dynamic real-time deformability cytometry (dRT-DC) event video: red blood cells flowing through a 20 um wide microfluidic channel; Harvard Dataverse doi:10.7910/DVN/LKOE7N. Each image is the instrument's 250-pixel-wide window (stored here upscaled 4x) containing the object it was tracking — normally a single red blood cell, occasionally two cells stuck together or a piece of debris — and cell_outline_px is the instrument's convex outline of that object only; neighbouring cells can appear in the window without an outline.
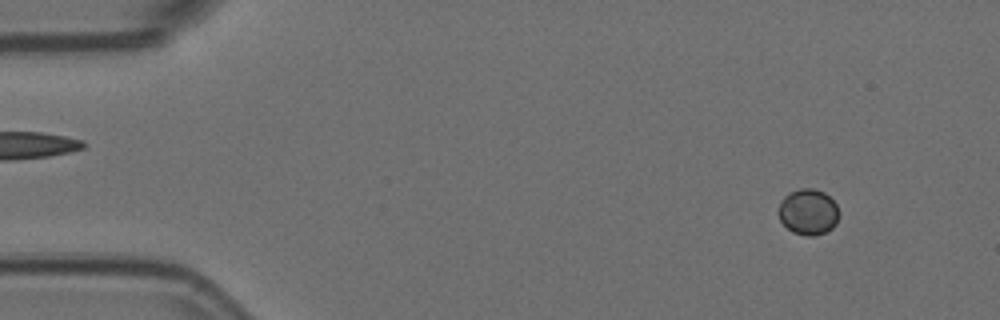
{"species": "Egyptian fruit bat (a non-hibernating species)", "species_latin": "Rousettus aegyptiacus", "temperature_condition": "room temperature", "stored_images_in_passage": 4, "camera_frame_rate_fps": 3000, "um_per_image_px": 0.085, "animal": {"sex": "female"}, "frame": {"image": 1, "passage_image": 1, "time_ms": 0.0, "image_size_px": [1000, 320], "cell_outline_px": [[836, 224], [832, 228], [816, 236], [804, 236], [792, 232], [780, 220], [776, 212], [780, 200], [788, 192], [800, 188], [812, 188], [824, 192], [836, 204]], "centroid_in_image_um": [68.63, 18.01], "position_along_channel_um": 16.4, "area_um2": 16.24}}
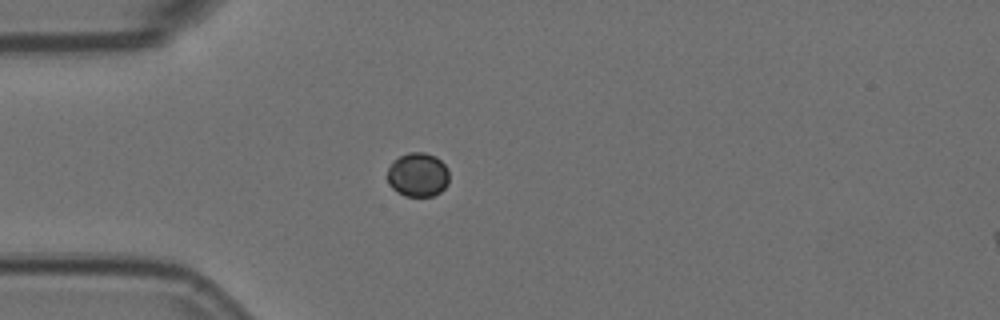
{"frame": {"image": 2, "passage_image": 4, "time_ms": 1.0, "image_size_px": [1000, 320], "cell_outline_px": [[448, 184], [440, 192], [432, 196], [404, 196], [396, 192], [388, 184], [388, 168], [392, 160], [408, 152], [424, 152], [436, 156], [448, 168]], "centroid_in_image_um": [35.5, 14.85], "position_along_channel_um": 49.5, "area_um2": 16.07}}